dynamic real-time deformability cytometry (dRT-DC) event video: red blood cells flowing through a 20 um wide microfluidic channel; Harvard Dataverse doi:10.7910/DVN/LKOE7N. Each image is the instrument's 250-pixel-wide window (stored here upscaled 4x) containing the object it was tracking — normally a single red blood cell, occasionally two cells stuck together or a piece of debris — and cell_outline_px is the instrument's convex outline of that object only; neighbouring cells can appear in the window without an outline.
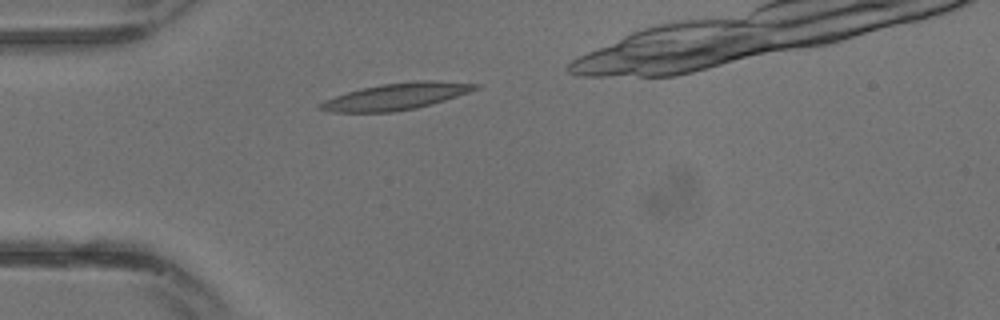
{"species": "common noctule bat (a hibernating species)", "species_latin": "Nyctalus noctula", "temperature_condition": "warm", "stored_images_in_passage": 14, "camera_frame_rate_fps": 3000, "um_per_image_px": 0.085, "animal": {"sex": "male", "body_mass_g": 13.3}, "frame": {"image": 1, "passage_image": 3, "time_ms": 0.667, "image_size_px": [1000, 320], "cell_outline_px": [[480, 88], [432, 104], [416, 108], [392, 112], [332, 112], [316, 108], [324, 100], [360, 88], [384, 84], [416, 80], [432, 80], [480, 84]], "centroid_in_image_um": [33.68, 8.19], "position_along_channel_um": 51.3, "area_um2": 23.87}}
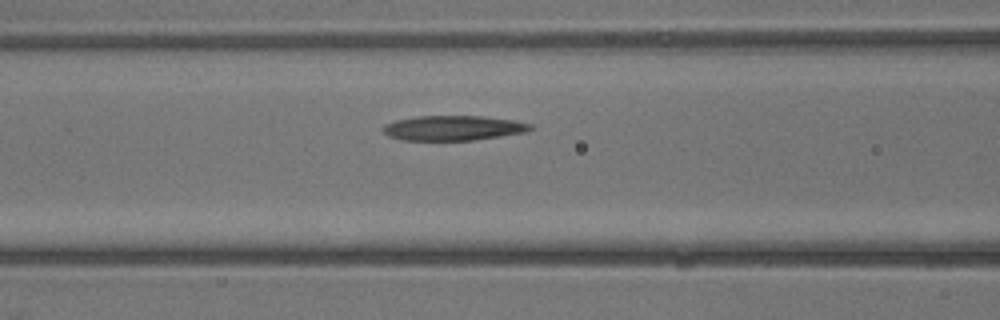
{"frame": {"image": 2, "passage_image": 7, "time_ms": 2.0, "image_size_px": [1000, 320], "cell_outline_px": [[536, 128], [528, 132], [476, 140], [400, 140], [388, 136], [384, 132], [384, 124], [396, 120], [416, 116], [484, 116], [512, 120], [532, 124]], "centroid_in_image_um": [38.57, 10.88], "position_along_channel_um": 128.0, "area_um2": 21.56}}
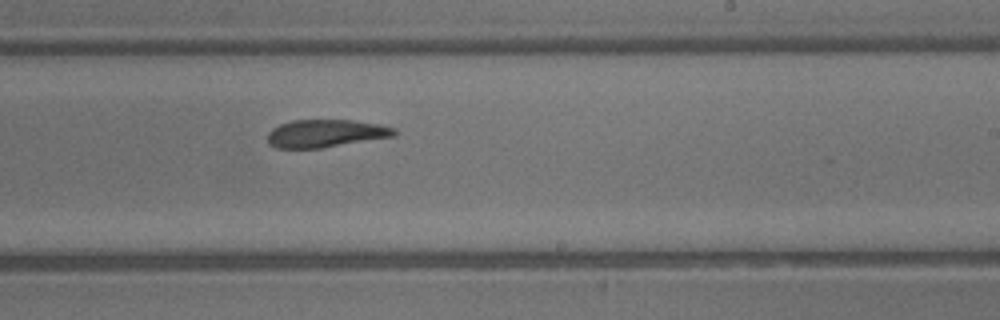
{"frame": {"image": 3, "passage_image": 13, "time_ms": 4.0, "image_size_px": [1000, 320], "cell_outline_px": [[396, 136], [320, 148], [276, 148], [268, 144], [268, 132], [272, 128], [280, 124], [292, 120], [352, 120], [380, 124], [396, 128]], "centroid_in_image_um": [27.68, 11.34], "position_along_channel_um": 261.3, "area_um2": 20.58}}